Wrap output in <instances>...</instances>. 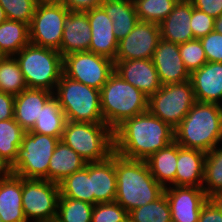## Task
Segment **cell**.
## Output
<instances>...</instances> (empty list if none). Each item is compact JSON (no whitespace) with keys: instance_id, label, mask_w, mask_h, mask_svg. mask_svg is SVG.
Returning a JSON list of instances; mask_svg holds the SVG:
<instances>
[{"instance_id":"9c48e42d","label":"cell","mask_w":222,"mask_h":222,"mask_svg":"<svg viewBox=\"0 0 222 222\" xmlns=\"http://www.w3.org/2000/svg\"><path fill=\"white\" fill-rule=\"evenodd\" d=\"M196 103L191 80L162 85L149 97L148 111L175 129Z\"/></svg>"},{"instance_id":"277c9868","label":"cell","mask_w":222,"mask_h":222,"mask_svg":"<svg viewBox=\"0 0 222 222\" xmlns=\"http://www.w3.org/2000/svg\"><path fill=\"white\" fill-rule=\"evenodd\" d=\"M143 92L113 72L100 90V104L104 123L114 130L124 120L148 111Z\"/></svg>"},{"instance_id":"d6a6232c","label":"cell","mask_w":222,"mask_h":222,"mask_svg":"<svg viewBox=\"0 0 222 222\" xmlns=\"http://www.w3.org/2000/svg\"><path fill=\"white\" fill-rule=\"evenodd\" d=\"M202 188L208 198L222 192V146L220 145L206 153Z\"/></svg>"},{"instance_id":"7dc6e473","label":"cell","mask_w":222,"mask_h":222,"mask_svg":"<svg viewBox=\"0 0 222 222\" xmlns=\"http://www.w3.org/2000/svg\"><path fill=\"white\" fill-rule=\"evenodd\" d=\"M209 199L222 212V192H218L209 197Z\"/></svg>"},{"instance_id":"6da1fadb","label":"cell","mask_w":222,"mask_h":222,"mask_svg":"<svg viewBox=\"0 0 222 222\" xmlns=\"http://www.w3.org/2000/svg\"><path fill=\"white\" fill-rule=\"evenodd\" d=\"M113 138L114 153L132 160H146L175 140L174 129L149 111L124 120Z\"/></svg>"},{"instance_id":"484cf974","label":"cell","mask_w":222,"mask_h":222,"mask_svg":"<svg viewBox=\"0 0 222 222\" xmlns=\"http://www.w3.org/2000/svg\"><path fill=\"white\" fill-rule=\"evenodd\" d=\"M101 7L113 20V32L118 41L125 38L139 22L133 0H103Z\"/></svg>"},{"instance_id":"836d02e7","label":"cell","mask_w":222,"mask_h":222,"mask_svg":"<svg viewBox=\"0 0 222 222\" xmlns=\"http://www.w3.org/2000/svg\"><path fill=\"white\" fill-rule=\"evenodd\" d=\"M128 222H172L166 194L164 193L154 202L128 212Z\"/></svg>"},{"instance_id":"3957f363","label":"cell","mask_w":222,"mask_h":222,"mask_svg":"<svg viewBox=\"0 0 222 222\" xmlns=\"http://www.w3.org/2000/svg\"><path fill=\"white\" fill-rule=\"evenodd\" d=\"M174 138L183 148L205 153L222 144V105L196 102L174 129Z\"/></svg>"},{"instance_id":"ffe728a7","label":"cell","mask_w":222,"mask_h":222,"mask_svg":"<svg viewBox=\"0 0 222 222\" xmlns=\"http://www.w3.org/2000/svg\"><path fill=\"white\" fill-rule=\"evenodd\" d=\"M94 205L116 199L115 153L99 162H88Z\"/></svg>"},{"instance_id":"1f68e13d","label":"cell","mask_w":222,"mask_h":222,"mask_svg":"<svg viewBox=\"0 0 222 222\" xmlns=\"http://www.w3.org/2000/svg\"><path fill=\"white\" fill-rule=\"evenodd\" d=\"M27 86L14 56H0V92L16 96Z\"/></svg>"},{"instance_id":"7c38bea8","label":"cell","mask_w":222,"mask_h":222,"mask_svg":"<svg viewBox=\"0 0 222 222\" xmlns=\"http://www.w3.org/2000/svg\"><path fill=\"white\" fill-rule=\"evenodd\" d=\"M113 72V60L90 51L63 56V74L97 90H101Z\"/></svg>"},{"instance_id":"ba28073f","label":"cell","mask_w":222,"mask_h":222,"mask_svg":"<svg viewBox=\"0 0 222 222\" xmlns=\"http://www.w3.org/2000/svg\"><path fill=\"white\" fill-rule=\"evenodd\" d=\"M59 138L35 132H26L11 172L27 179L48 180L50 158L59 142Z\"/></svg>"},{"instance_id":"52a82bcc","label":"cell","mask_w":222,"mask_h":222,"mask_svg":"<svg viewBox=\"0 0 222 222\" xmlns=\"http://www.w3.org/2000/svg\"><path fill=\"white\" fill-rule=\"evenodd\" d=\"M61 141L87 163L105 160L114 153L113 130L105 123L66 121Z\"/></svg>"},{"instance_id":"bcb514c9","label":"cell","mask_w":222,"mask_h":222,"mask_svg":"<svg viewBox=\"0 0 222 222\" xmlns=\"http://www.w3.org/2000/svg\"><path fill=\"white\" fill-rule=\"evenodd\" d=\"M11 173L10 165L0 156V179L8 177Z\"/></svg>"},{"instance_id":"f546056e","label":"cell","mask_w":222,"mask_h":222,"mask_svg":"<svg viewBox=\"0 0 222 222\" xmlns=\"http://www.w3.org/2000/svg\"><path fill=\"white\" fill-rule=\"evenodd\" d=\"M59 185L60 196L81 200L94 205L91 177L88 174V163L81 170L65 177Z\"/></svg>"},{"instance_id":"d6986e66","label":"cell","mask_w":222,"mask_h":222,"mask_svg":"<svg viewBox=\"0 0 222 222\" xmlns=\"http://www.w3.org/2000/svg\"><path fill=\"white\" fill-rule=\"evenodd\" d=\"M90 41L91 25L87 12L69 11L58 51L62 56L73 52L89 51Z\"/></svg>"},{"instance_id":"30bf717a","label":"cell","mask_w":222,"mask_h":222,"mask_svg":"<svg viewBox=\"0 0 222 222\" xmlns=\"http://www.w3.org/2000/svg\"><path fill=\"white\" fill-rule=\"evenodd\" d=\"M68 12L60 1H40L29 25L30 43L59 50Z\"/></svg>"},{"instance_id":"7a4b0ae2","label":"cell","mask_w":222,"mask_h":222,"mask_svg":"<svg viewBox=\"0 0 222 222\" xmlns=\"http://www.w3.org/2000/svg\"><path fill=\"white\" fill-rule=\"evenodd\" d=\"M116 199L127 212L154 202L165 188L151 175L145 160L123 158L115 153Z\"/></svg>"},{"instance_id":"4dcf8cb0","label":"cell","mask_w":222,"mask_h":222,"mask_svg":"<svg viewBox=\"0 0 222 222\" xmlns=\"http://www.w3.org/2000/svg\"><path fill=\"white\" fill-rule=\"evenodd\" d=\"M26 131L15 121H0V156L11 166L18 154V147Z\"/></svg>"},{"instance_id":"681fc988","label":"cell","mask_w":222,"mask_h":222,"mask_svg":"<svg viewBox=\"0 0 222 222\" xmlns=\"http://www.w3.org/2000/svg\"><path fill=\"white\" fill-rule=\"evenodd\" d=\"M6 19H7V18H6L4 9H3L2 6L0 5V24H2Z\"/></svg>"},{"instance_id":"d4e9b609","label":"cell","mask_w":222,"mask_h":222,"mask_svg":"<svg viewBox=\"0 0 222 222\" xmlns=\"http://www.w3.org/2000/svg\"><path fill=\"white\" fill-rule=\"evenodd\" d=\"M86 161L73 149L59 140L48 167V181L60 183L65 177L81 170Z\"/></svg>"},{"instance_id":"ee69618b","label":"cell","mask_w":222,"mask_h":222,"mask_svg":"<svg viewBox=\"0 0 222 222\" xmlns=\"http://www.w3.org/2000/svg\"><path fill=\"white\" fill-rule=\"evenodd\" d=\"M69 11L86 12L101 7L103 0H59Z\"/></svg>"},{"instance_id":"5b68a950","label":"cell","mask_w":222,"mask_h":222,"mask_svg":"<svg viewBox=\"0 0 222 222\" xmlns=\"http://www.w3.org/2000/svg\"><path fill=\"white\" fill-rule=\"evenodd\" d=\"M27 88L55 91L63 74V56L58 50L29 43L14 55Z\"/></svg>"},{"instance_id":"83f0119b","label":"cell","mask_w":222,"mask_h":222,"mask_svg":"<svg viewBox=\"0 0 222 222\" xmlns=\"http://www.w3.org/2000/svg\"><path fill=\"white\" fill-rule=\"evenodd\" d=\"M29 43L28 24L9 19L0 24V56H14Z\"/></svg>"},{"instance_id":"e0dca14e","label":"cell","mask_w":222,"mask_h":222,"mask_svg":"<svg viewBox=\"0 0 222 222\" xmlns=\"http://www.w3.org/2000/svg\"><path fill=\"white\" fill-rule=\"evenodd\" d=\"M86 12L91 25L89 51L114 61L118 49V40L113 32V20L108 17L102 7Z\"/></svg>"},{"instance_id":"9a60e30c","label":"cell","mask_w":222,"mask_h":222,"mask_svg":"<svg viewBox=\"0 0 222 222\" xmlns=\"http://www.w3.org/2000/svg\"><path fill=\"white\" fill-rule=\"evenodd\" d=\"M151 60L162 85L181 83L190 79V73L179 53V44L160 38Z\"/></svg>"},{"instance_id":"f1b7e54d","label":"cell","mask_w":222,"mask_h":222,"mask_svg":"<svg viewBox=\"0 0 222 222\" xmlns=\"http://www.w3.org/2000/svg\"><path fill=\"white\" fill-rule=\"evenodd\" d=\"M66 121L65 114L57 98L53 95L41 109L39 119L36 120L34 127L29 132L50 135L61 140Z\"/></svg>"},{"instance_id":"2e32d148","label":"cell","mask_w":222,"mask_h":222,"mask_svg":"<svg viewBox=\"0 0 222 222\" xmlns=\"http://www.w3.org/2000/svg\"><path fill=\"white\" fill-rule=\"evenodd\" d=\"M114 72L150 97L162 86L151 59L114 61Z\"/></svg>"},{"instance_id":"4fadbf2b","label":"cell","mask_w":222,"mask_h":222,"mask_svg":"<svg viewBox=\"0 0 222 222\" xmlns=\"http://www.w3.org/2000/svg\"><path fill=\"white\" fill-rule=\"evenodd\" d=\"M160 38L159 24L139 20L132 31L118 41L114 61L152 59Z\"/></svg>"},{"instance_id":"603a6c76","label":"cell","mask_w":222,"mask_h":222,"mask_svg":"<svg viewBox=\"0 0 222 222\" xmlns=\"http://www.w3.org/2000/svg\"><path fill=\"white\" fill-rule=\"evenodd\" d=\"M54 95L45 89L23 90L15 96L14 119L26 131H30L39 119L41 109L45 103Z\"/></svg>"},{"instance_id":"8fae6325","label":"cell","mask_w":222,"mask_h":222,"mask_svg":"<svg viewBox=\"0 0 222 222\" xmlns=\"http://www.w3.org/2000/svg\"><path fill=\"white\" fill-rule=\"evenodd\" d=\"M59 198L58 183L22 178V206L28 222H55Z\"/></svg>"},{"instance_id":"f907efd6","label":"cell","mask_w":222,"mask_h":222,"mask_svg":"<svg viewBox=\"0 0 222 222\" xmlns=\"http://www.w3.org/2000/svg\"><path fill=\"white\" fill-rule=\"evenodd\" d=\"M39 1H59V0H39Z\"/></svg>"},{"instance_id":"8d00e7d4","label":"cell","mask_w":222,"mask_h":222,"mask_svg":"<svg viewBox=\"0 0 222 222\" xmlns=\"http://www.w3.org/2000/svg\"><path fill=\"white\" fill-rule=\"evenodd\" d=\"M39 0H0L6 18L30 25Z\"/></svg>"},{"instance_id":"4316f807","label":"cell","mask_w":222,"mask_h":222,"mask_svg":"<svg viewBox=\"0 0 222 222\" xmlns=\"http://www.w3.org/2000/svg\"><path fill=\"white\" fill-rule=\"evenodd\" d=\"M145 161L151 175L160 185L164 188L175 186L177 166V142L175 140L165 148L153 153Z\"/></svg>"},{"instance_id":"7402d4cb","label":"cell","mask_w":222,"mask_h":222,"mask_svg":"<svg viewBox=\"0 0 222 222\" xmlns=\"http://www.w3.org/2000/svg\"><path fill=\"white\" fill-rule=\"evenodd\" d=\"M206 153L177 143L175 186L202 187Z\"/></svg>"},{"instance_id":"cb8c5ba5","label":"cell","mask_w":222,"mask_h":222,"mask_svg":"<svg viewBox=\"0 0 222 222\" xmlns=\"http://www.w3.org/2000/svg\"><path fill=\"white\" fill-rule=\"evenodd\" d=\"M0 218L3 222H28L22 206V177L13 173L0 179Z\"/></svg>"},{"instance_id":"f6af8a7d","label":"cell","mask_w":222,"mask_h":222,"mask_svg":"<svg viewBox=\"0 0 222 222\" xmlns=\"http://www.w3.org/2000/svg\"><path fill=\"white\" fill-rule=\"evenodd\" d=\"M15 96L0 92V121L14 118Z\"/></svg>"},{"instance_id":"44dd1931","label":"cell","mask_w":222,"mask_h":222,"mask_svg":"<svg viewBox=\"0 0 222 222\" xmlns=\"http://www.w3.org/2000/svg\"><path fill=\"white\" fill-rule=\"evenodd\" d=\"M192 3L190 0L177 2L170 14L159 24L161 38L175 44L194 39L191 30Z\"/></svg>"},{"instance_id":"e575fe53","label":"cell","mask_w":222,"mask_h":222,"mask_svg":"<svg viewBox=\"0 0 222 222\" xmlns=\"http://www.w3.org/2000/svg\"><path fill=\"white\" fill-rule=\"evenodd\" d=\"M94 205L60 196L55 222H91Z\"/></svg>"},{"instance_id":"ab89813d","label":"cell","mask_w":222,"mask_h":222,"mask_svg":"<svg viewBox=\"0 0 222 222\" xmlns=\"http://www.w3.org/2000/svg\"><path fill=\"white\" fill-rule=\"evenodd\" d=\"M190 23L194 39H200L214 30L215 18L192 5V17Z\"/></svg>"},{"instance_id":"b9f144b4","label":"cell","mask_w":222,"mask_h":222,"mask_svg":"<svg viewBox=\"0 0 222 222\" xmlns=\"http://www.w3.org/2000/svg\"><path fill=\"white\" fill-rule=\"evenodd\" d=\"M193 7L205 12L213 18L222 15V0H190Z\"/></svg>"},{"instance_id":"7bdbcfd3","label":"cell","mask_w":222,"mask_h":222,"mask_svg":"<svg viewBox=\"0 0 222 222\" xmlns=\"http://www.w3.org/2000/svg\"><path fill=\"white\" fill-rule=\"evenodd\" d=\"M198 222H222V212L208 199L200 210Z\"/></svg>"},{"instance_id":"c3c4849f","label":"cell","mask_w":222,"mask_h":222,"mask_svg":"<svg viewBox=\"0 0 222 222\" xmlns=\"http://www.w3.org/2000/svg\"><path fill=\"white\" fill-rule=\"evenodd\" d=\"M214 30L220 34H222V15L215 19Z\"/></svg>"},{"instance_id":"8992f818","label":"cell","mask_w":222,"mask_h":222,"mask_svg":"<svg viewBox=\"0 0 222 222\" xmlns=\"http://www.w3.org/2000/svg\"><path fill=\"white\" fill-rule=\"evenodd\" d=\"M54 96L57 98L67 121L104 123L100 90L62 74L56 85Z\"/></svg>"},{"instance_id":"60d3db41","label":"cell","mask_w":222,"mask_h":222,"mask_svg":"<svg viewBox=\"0 0 222 222\" xmlns=\"http://www.w3.org/2000/svg\"><path fill=\"white\" fill-rule=\"evenodd\" d=\"M200 42L208 62L222 63V34L213 30L200 38Z\"/></svg>"},{"instance_id":"74e56055","label":"cell","mask_w":222,"mask_h":222,"mask_svg":"<svg viewBox=\"0 0 222 222\" xmlns=\"http://www.w3.org/2000/svg\"><path fill=\"white\" fill-rule=\"evenodd\" d=\"M179 53L190 74L208 62L200 39L179 44Z\"/></svg>"},{"instance_id":"d590c367","label":"cell","mask_w":222,"mask_h":222,"mask_svg":"<svg viewBox=\"0 0 222 222\" xmlns=\"http://www.w3.org/2000/svg\"><path fill=\"white\" fill-rule=\"evenodd\" d=\"M140 21L160 24L173 10L175 0H133Z\"/></svg>"},{"instance_id":"f35d334b","label":"cell","mask_w":222,"mask_h":222,"mask_svg":"<svg viewBox=\"0 0 222 222\" xmlns=\"http://www.w3.org/2000/svg\"><path fill=\"white\" fill-rule=\"evenodd\" d=\"M91 222H128V212L116 201L97 203L93 207Z\"/></svg>"},{"instance_id":"5bb4252c","label":"cell","mask_w":222,"mask_h":222,"mask_svg":"<svg viewBox=\"0 0 222 222\" xmlns=\"http://www.w3.org/2000/svg\"><path fill=\"white\" fill-rule=\"evenodd\" d=\"M172 222H198L203 204L209 199L202 187L169 186L164 190Z\"/></svg>"},{"instance_id":"ac0fdd59","label":"cell","mask_w":222,"mask_h":222,"mask_svg":"<svg viewBox=\"0 0 222 222\" xmlns=\"http://www.w3.org/2000/svg\"><path fill=\"white\" fill-rule=\"evenodd\" d=\"M196 102H222V63L207 62L190 74Z\"/></svg>"}]
</instances>
